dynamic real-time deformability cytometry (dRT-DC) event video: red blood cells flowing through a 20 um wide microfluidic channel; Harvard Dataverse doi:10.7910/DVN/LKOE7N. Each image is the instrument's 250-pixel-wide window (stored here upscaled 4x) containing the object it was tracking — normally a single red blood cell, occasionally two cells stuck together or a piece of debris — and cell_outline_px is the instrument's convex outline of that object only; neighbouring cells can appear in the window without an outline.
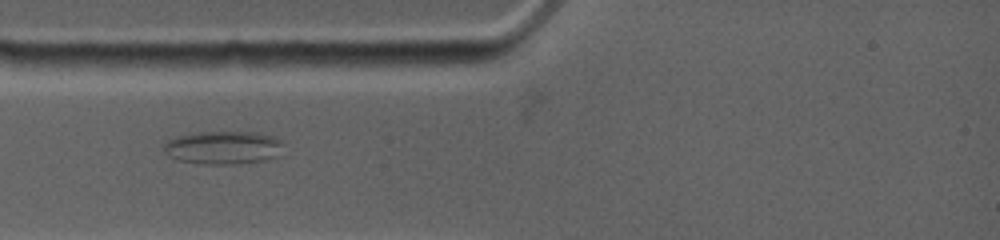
{"species": "common noctule bat (a hibernating species)", "species_latin": "Nyctalus noctula", "temperature_condition": "warm", "stored_images_in_passage": 46, "camera_frame_rate_fps": 4500, "um_per_image_px": 0.085, "animal": {"sex": "female", "body_mass_g": 19.0, "forearm_length_mm": 53.3}, "frame": {"image": 1, "passage_image": 1, "time_ms": 0.0, "image_size_px": [1000, 240], "cell_outline_px": [[284, 156], [264, 160], [232, 164], [204, 164], [176, 160], [164, 152], [164, 144], [168, 140], [176, 136], [196, 132], [252, 132], [276, 136], [280, 140]], "centroid_in_image_um": [19.01, 12.55], "position_along_channel_um": 66.0, "area_um2": 23.41}}
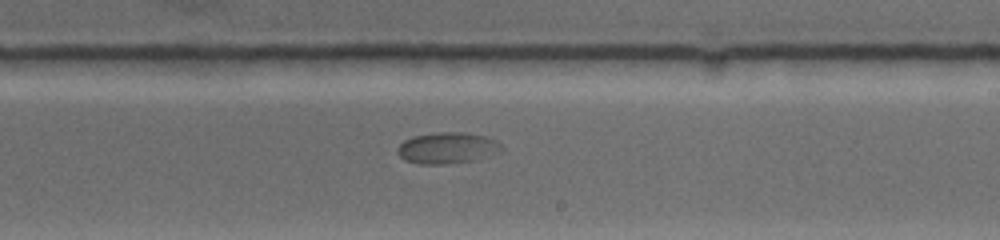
{"frame": {"image": 2, "passage_image": 17, "time_ms": 5.111, "image_size_px": [1000, 240], "cell_outline_px": [[504, 148], [476, 160], [444, 164], [420, 164], [404, 160], [396, 152], [396, 148], [404, 140], [412, 136], [436, 132], [464, 132], [484, 136], [500, 144]], "centroid_in_image_um": [37.93, 12.57], "position_along_channel_um": 251.1, "area_um2": 18.79}}
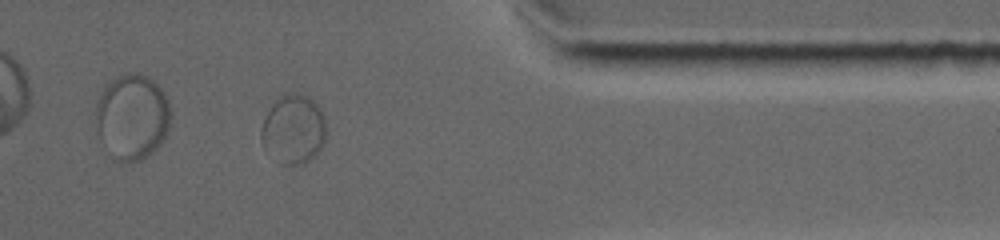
{"frame": {"image": 3, "passage_image": 35, "time_ms": 9.333, "image_size_px": [1000, 240], "cell_outline_px": [[324, 140], [320, 148], [304, 164], [284, 164], [264, 148], [260, 140], [260, 128], [264, 116], [272, 104], [284, 92], [292, 92], [308, 96], [320, 108], [324, 116]], "centroid_in_image_um": [24.9, 10.94], "position_along_channel_um": 386.5, "area_um2": 25.95}}